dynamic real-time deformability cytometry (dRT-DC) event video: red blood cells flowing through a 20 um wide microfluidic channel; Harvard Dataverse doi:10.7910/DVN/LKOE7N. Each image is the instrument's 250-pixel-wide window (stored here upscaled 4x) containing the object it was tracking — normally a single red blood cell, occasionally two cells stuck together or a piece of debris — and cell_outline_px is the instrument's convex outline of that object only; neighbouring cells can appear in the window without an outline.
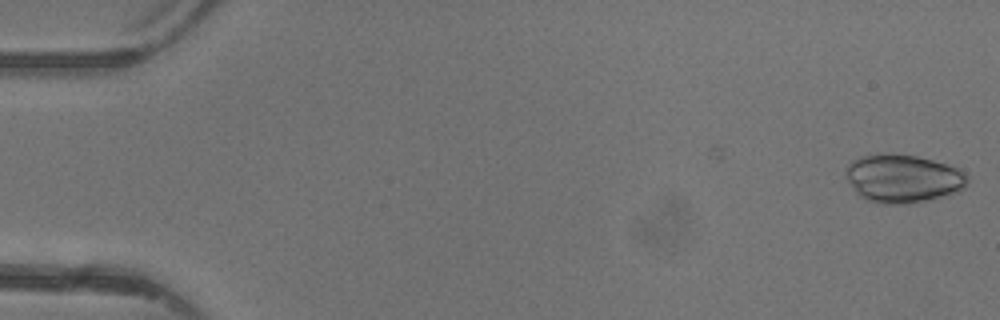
{"species": "common noctule bat (a hibernating species)", "species_latin": "Nyctalus noctula", "temperature_condition": "warm", "stored_images_in_passage": 2, "camera_frame_rate_fps": 3000, "um_per_image_px": 0.085, "animal": {"sex": "female"}, "frame": {"image": 1, "passage_image": 2, "time_ms": 1.333, "image_size_px": [1000, 320], "cell_outline_px": [[968, 180], [964, 188], [948, 196], [908, 204], [880, 204], [868, 200], [860, 196], [856, 192], [848, 180], [848, 164], [852, 160], [860, 156], [916, 156], [932, 160], [956, 168], [964, 172], [968, 176]], "centroid_in_image_um": [76.8, 15.23], "position_along_channel_um": 8.2, "area_um2": 33.41}}